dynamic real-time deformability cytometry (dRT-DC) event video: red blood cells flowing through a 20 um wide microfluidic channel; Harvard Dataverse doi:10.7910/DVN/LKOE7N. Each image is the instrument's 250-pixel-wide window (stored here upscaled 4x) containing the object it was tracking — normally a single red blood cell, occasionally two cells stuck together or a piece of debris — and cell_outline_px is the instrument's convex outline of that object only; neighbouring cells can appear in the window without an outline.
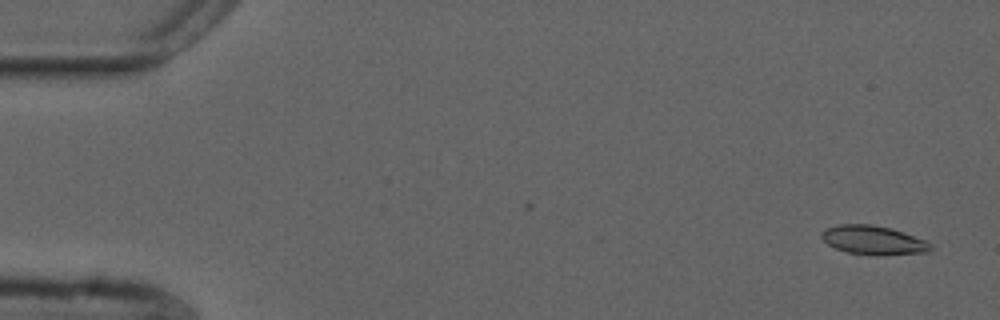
{"species": "common noctule bat (a hibernating species)", "species_latin": "Nyctalus noctula", "temperature_condition": "cold", "stored_images_in_passage": 55, "camera_frame_rate_fps": 3000, "um_per_image_px": 0.085, "animal": {"sex": "male", "forearm_length_mm": 52.5}, "frame": {"image": 1, "passage_image": 3, "time_ms": 0.667, "image_size_px": [1000, 320], "cell_outline_px": [[932, 248], [928, 252], [876, 256], [848, 252], [836, 248], [828, 244], [820, 236], [820, 232], [828, 228], [840, 224], [872, 224], [904, 232], [928, 240], [932, 244]], "centroid_in_image_um": [74.28, 20.42], "position_along_channel_um": 10.7, "area_um2": 18.5}}
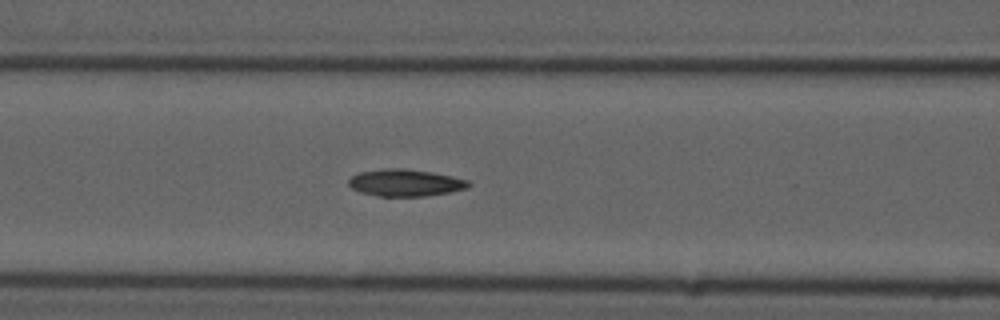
{"frame": {"image": 2, "passage_image": 23, "time_ms": 7.333, "image_size_px": [1000, 320], "cell_outline_px": [[472, 184], [468, 188], [452, 192], [424, 196], [380, 196], [360, 192], [352, 188], [348, 184], [348, 180], [352, 176], [360, 172], [384, 168], [404, 168], [432, 172], [452, 176], [468, 180]], "centroid_in_image_um": [34.48, 15.53], "position_along_channel_um": 132.1, "area_um2": 18.96}}
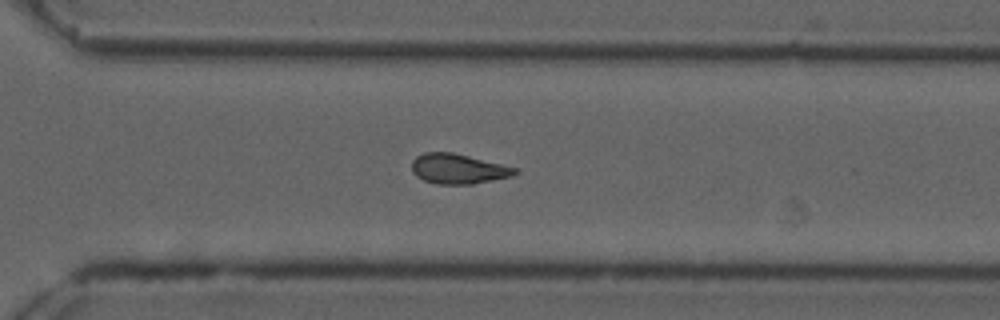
{"frame": {"image": 3, "passage_image": 39, "time_ms": 12.667, "image_size_px": [1000, 320], "cell_outline_px": [[516, 172], [512, 176], [472, 184], [436, 184], [424, 180], [416, 176], [412, 172], [412, 160], [416, 156], [424, 152], [452, 152], [516, 168]], "centroid_in_image_um": [38.88, 14.35], "position_along_channel_um": 331.7, "area_um2": 17.8}, "authors_computed_cell_mechanics": {"area_um2": 18.2648, "velocity_mm_per_s": 3.7586, "shape_relaxation_time_tau1_ms": null, "shape_relaxation_time_tau2_ms": 5.6046, "deformation_change_tau1": null, "deformation_change_tau2": 0.1089}}